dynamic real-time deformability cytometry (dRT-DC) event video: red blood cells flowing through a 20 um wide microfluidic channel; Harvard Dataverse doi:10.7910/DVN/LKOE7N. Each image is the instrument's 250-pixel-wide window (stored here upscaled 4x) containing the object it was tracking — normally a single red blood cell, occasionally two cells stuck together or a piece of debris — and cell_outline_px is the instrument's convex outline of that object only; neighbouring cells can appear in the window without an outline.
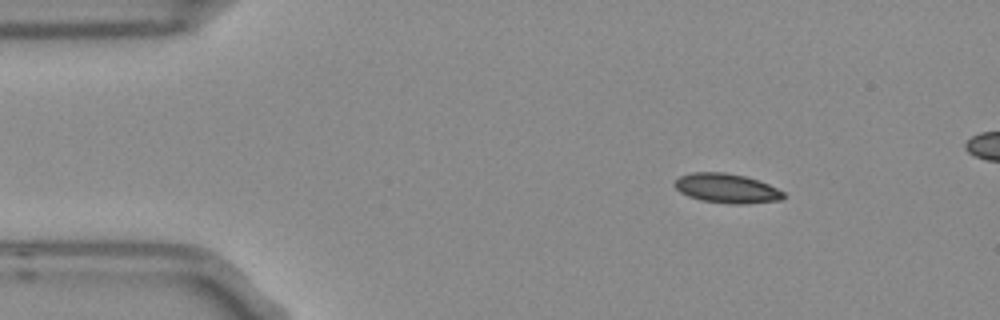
{"species": "Egyptian fruit bat (a non-hibernating species)", "species_latin": "Rousettus aegyptiacus", "temperature_condition": "room temperature", "stored_images_in_passage": 3, "camera_frame_rate_fps": 3000, "um_per_image_px": 0.085, "frame": {"image": 1, "passage_image": 1, "time_ms": 0.0, "image_size_px": [1000, 320], "cell_outline_px": [[784, 200], [748, 204], [728, 204], [700, 200], [688, 196], [680, 192], [676, 188], [676, 180], [680, 176], [692, 172], [724, 172], [744, 176], [768, 184], [784, 192]], "centroid_in_image_um": [61.79, 16.02], "position_along_channel_um": 23.2, "area_um2": 18.67}}